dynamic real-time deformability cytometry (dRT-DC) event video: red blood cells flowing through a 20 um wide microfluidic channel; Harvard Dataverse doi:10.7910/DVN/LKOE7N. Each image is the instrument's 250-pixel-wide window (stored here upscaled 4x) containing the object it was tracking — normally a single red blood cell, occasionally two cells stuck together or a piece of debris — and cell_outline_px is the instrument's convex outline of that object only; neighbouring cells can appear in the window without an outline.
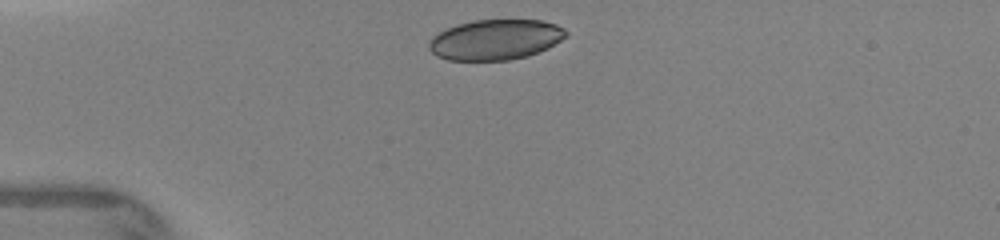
{"species": "human", "species_latin": "Homo sapiens", "temperature_condition": "warm", "stored_images_in_passage": 4, "camera_frame_rate_fps": 3000, "um_per_image_px": 0.085, "donor": {"sex": "female"}, "frame": {"image": 1, "passage_image": 1, "time_ms": 0.0, "image_size_px": [1000, 240], "cell_outline_px": [[568, 36], [548, 48], [528, 56], [508, 60], [448, 60], [436, 56], [428, 48], [428, 44], [432, 36], [456, 24], [472, 20], [540, 20], [556, 24], [564, 28], [568, 32]], "centroid_in_image_um": [42.12, 3.37], "position_along_channel_um": 42.9, "area_um2": 32.37}}
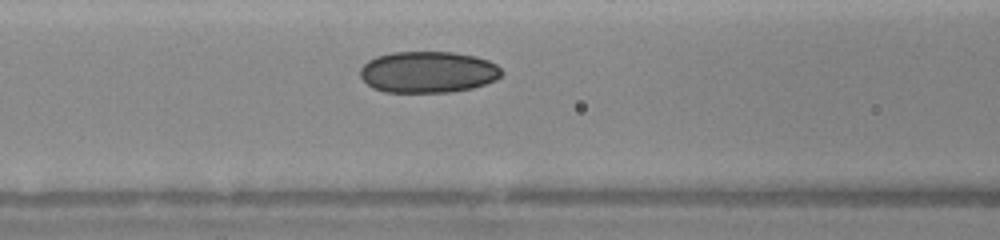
{"frame": {"image": 2, "passage_image": 4, "time_ms": 2.667, "image_size_px": [1000, 240], "cell_outline_px": [[504, 72], [496, 80], [472, 88], [452, 92], [384, 92], [372, 88], [360, 76], [360, 68], [368, 60], [376, 56], [392, 52], [452, 52], [476, 56], [488, 60], [496, 64]], "centroid_in_image_um": [36.38, 6.12], "position_along_channel_um": 130.2, "area_um2": 34.33}}